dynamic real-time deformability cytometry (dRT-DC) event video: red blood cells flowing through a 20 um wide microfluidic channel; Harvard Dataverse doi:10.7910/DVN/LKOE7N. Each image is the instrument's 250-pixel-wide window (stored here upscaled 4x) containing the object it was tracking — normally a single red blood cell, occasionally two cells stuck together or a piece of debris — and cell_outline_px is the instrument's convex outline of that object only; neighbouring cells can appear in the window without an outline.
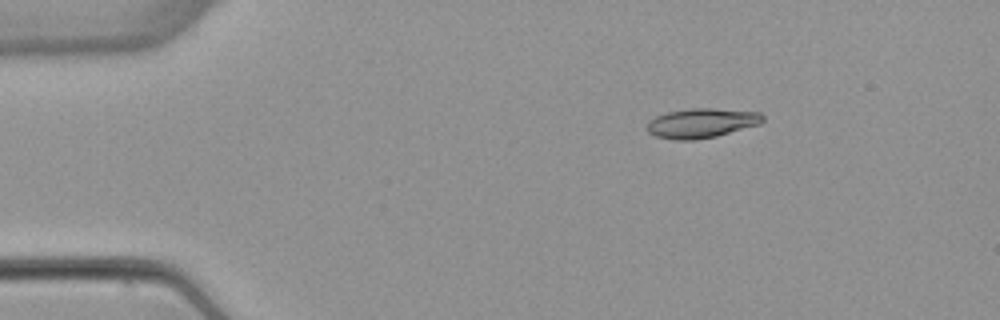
{"species": "common noctule bat (a hibernating species)", "species_latin": "Nyctalus noctula", "temperature_condition": "warm", "stored_images_in_passage": 2, "camera_frame_rate_fps": 3000, "um_per_image_px": 0.085, "animal": {"sex": "female", "body_mass_g": 22.7, "forearm_length_mm": 54.2}, "frame": {"image": 1, "passage_image": 1, "time_ms": 0.0, "image_size_px": [1000, 320], "cell_outline_px": [[764, 120], [760, 124], [716, 136], [696, 140], [676, 140], [656, 136], [648, 132], [648, 120], [656, 116], [668, 112], [688, 108], [712, 108], [760, 112], [764, 116]], "centroid_in_image_um": [59.64, 10.45], "position_along_channel_um": 25.4, "area_um2": 19.94}}